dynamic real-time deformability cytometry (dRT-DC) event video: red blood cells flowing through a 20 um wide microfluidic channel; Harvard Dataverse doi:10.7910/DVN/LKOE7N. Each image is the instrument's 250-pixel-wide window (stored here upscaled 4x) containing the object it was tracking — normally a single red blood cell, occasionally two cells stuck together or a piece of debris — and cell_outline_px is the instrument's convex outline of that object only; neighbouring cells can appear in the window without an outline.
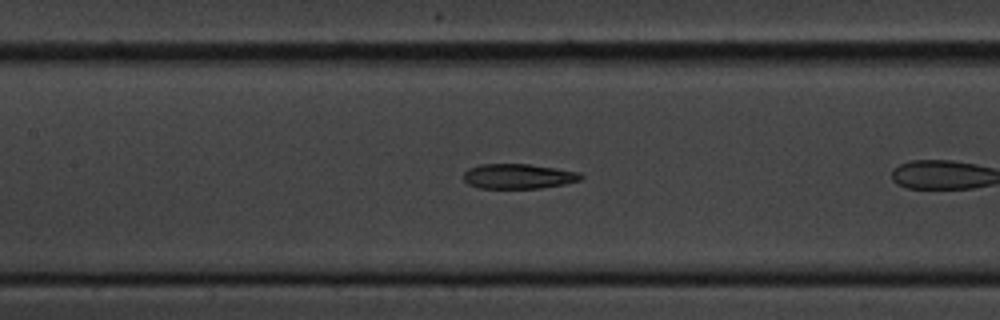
{"species": "common noctule bat (a hibernating species)", "species_latin": "Nyctalus noctula", "temperature_condition": "cold", "stored_images_in_passage": 29, "camera_frame_rate_fps": 3000, "um_per_image_px": 0.085, "animal": {"sex": "male", "body_mass_g": 20.1, "forearm_length_mm": 53.5}, "frame": {"image": 1, "passage_image": 11, "time_ms": 3.333, "image_size_px": [1000, 320], "cell_outline_px": [[584, 176], [580, 180], [564, 184], [540, 188], [480, 188], [468, 184], [464, 180], [464, 172], [468, 168], [480, 164], [528, 164], [556, 168], [580, 172]], "centroid_in_image_um": [44.06, 14.98], "position_along_channel_um": 163.3, "area_um2": 17.05}}
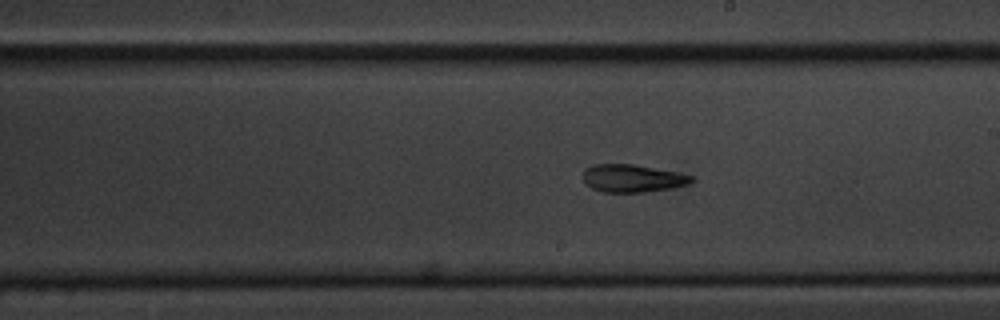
{"frame": {"image": 2, "passage_image": 17, "time_ms": 5.333, "image_size_px": [1000, 320], "cell_outline_px": [[696, 180], [688, 184], [672, 188], [644, 192], [604, 192], [592, 188], [584, 184], [584, 168], [592, 164], [632, 164], [676, 172], [692, 176]], "centroid_in_image_um": [53.74, 15.16], "position_along_channel_um": 235.3, "area_um2": 17.51}}
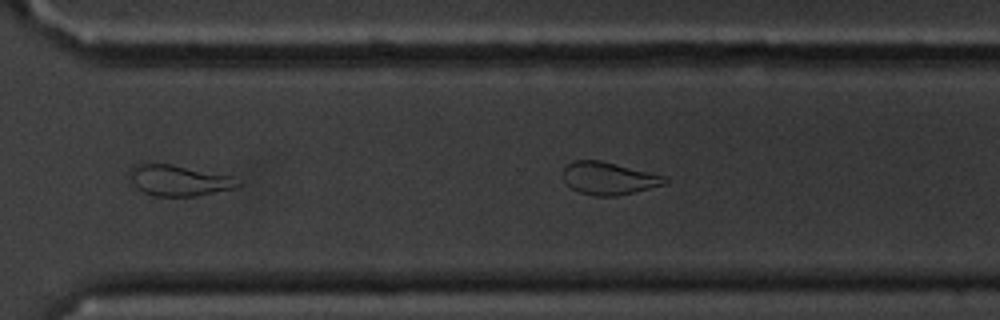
{"frame": {"image": 3, "passage_image": 27, "time_ms": 8.667, "image_size_px": [1000, 320], "cell_outline_px": [[240, 184], [236, 188], [196, 196], [152, 196], [132, 188], [128, 172], [136, 164], [172, 164], [232, 176], [240, 180]], "centroid_in_image_um": [15.16, 15.35], "position_along_channel_um": 355.4, "area_um2": 19.77}}